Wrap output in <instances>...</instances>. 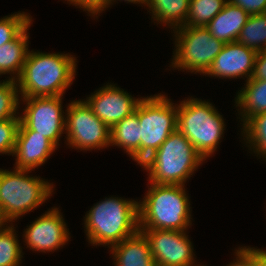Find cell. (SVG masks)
Here are the masks:
<instances>
[{
	"label": "cell",
	"instance_id": "f546056e",
	"mask_svg": "<svg viewBox=\"0 0 266 266\" xmlns=\"http://www.w3.org/2000/svg\"><path fill=\"white\" fill-rule=\"evenodd\" d=\"M249 15L266 13V0H228Z\"/></svg>",
	"mask_w": 266,
	"mask_h": 266
},
{
	"label": "cell",
	"instance_id": "83f0119b",
	"mask_svg": "<svg viewBox=\"0 0 266 266\" xmlns=\"http://www.w3.org/2000/svg\"><path fill=\"white\" fill-rule=\"evenodd\" d=\"M20 118L0 121V153L13 156Z\"/></svg>",
	"mask_w": 266,
	"mask_h": 266
},
{
	"label": "cell",
	"instance_id": "4dcf8cb0",
	"mask_svg": "<svg viewBox=\"0 0 266 266\" xmlns=\"http://www.w3.org/2000/svg\"><path fill=\"white\" fill-rule=\"evenodd\" d=\"M238 249L235 252L236 261L227 266H257L254 254L247 247L244 246Z\"/></svg>",
	"mask_w": 266,
	"mask_h": 266
},
{
	"label": "cell",
	"instance_id": "30bf717a",
	"mask_svg": "<svg viewBox=\"0 0 266 266\" xmlns=\"http://www.w3.org/2000/svg\"><path fill=\"white\" fill-rule=\"evenodd\" d=\"M62 96L23 98L24 114L18 130H33L49 139L56 147L65 131L66 118L62 110Z\"/></svg>",
	"mask_w": 266,
	"mask_h": 266
},
{
	"label": "cell",
	"instance_id": "4316f807",
	"mask_svg": "<svg viewBox=\"0 0 266 266\" xmlns=\"http://www.w3.org/2000/svg\"><path fill=\"white\" fill-rule=\"evenodd\" d=\"M32 18L26 13H17L0 19V46L14 40L29 24Z\"/></svg>",
	"mask_w": 266,
	"mask_h": 266
},
{
	"label": "cell",
	"instance_id": "ac0fdd59",
	"mask_svg": "<svg viewBox=\"0 0 266 266\" xmlns=\"http://www.w3.org/2000/svg\"><path fill=\"white\" fill-rule=\"evenodd\" d=\"M135 111L126 116L111 128L110 145L123 147L124 150L140 165V127Z\"/></svg>",
	"mask_w": 266,
	"mask_h": 266
},
{
	"label": "cell",
	"instance_id": "44dd1931",
	"mask_svg": "<svg viewBox=\"0 0 266 266\" xmlns=\"http://www.w3.org/2000/svg\"><path fill=\"white\" fill-rule=\"evenodd\" d=\"M189 5L190 0H149L146 6L152 11L153 19L176 29L185 26Z\"/></svg>",
	"mask_w": 266,
	"mask_h": 266
},
{
	"label": "cell",
	"instance_id": "ba28073f",
	"mask_svg": "<svg viewBox=\"0 0 266 266\" xmlns=\"http://www.w3.org/2000/svg\"><path fill=\"white\" fill-rule=\"evenodd\" d=\"M175 30L177 43L172 67L205 74L225 43L212 36L206 27H178Z\"/></svg>",
	"mask_w": 266,
	"mask_h": 266
},
{
	"label": "cell",
	"instance_id": "836d02e7",
	"mask_svg": "<svg viewBox=\"0 0 266 266\" xmlns=\"http://www.w3.org/2000/svg\"><path fill=\"white\" fill-rule=\"evenodd\" d=\"M6 222L8 223L9 220L4 215V212L2 210V207L0 205V230L4 229ZM5 223V224H4ZM4 226V227H3ZM3 227V228H2Z\"/></svg>",
	"mask_w": 266,
	"mask_h": 266
},
{
	"label": "cell",
	"instance_id": "4fadbf2b",
	"mask_svg": "<svg viewBox=\"0 0 266 266\" xmlns=\"http://www.w3.org/2000/svg\"><path fill=\"white\" fill-rule=\"evenodd\" d=\"M86 100L93 113L102 120L110 129L126 116L132 114L140 98H133L129 93L115 85H105L95 91Z\"/></svg>",
	"mask_w": 266,
	"mask_h": 266
},
{
	"label": "cell",
	"instance_id": "5b68a950",
	"mask_svg": "<svg viewBox=\"0 0 266 266\" xmlns=\"http://www.w3.org/2000/svg\"><path fill=\"white\" fill-rule=\"evenodd\" d=\"M177 129L206 160L217 149L225 123L222 115L211 103L188 98L177 106Z\"/></svg>",
	"mask_w": 266,
	"mask_h": 266
},
{
	"label": "cell",
	"instance_id": "9c48e42d",
	"mask_svg": "<svg viewBox=\"0 0 266 266\" xmlns=\"http://www.w3.org/2000/svg\"><path fill=\"white\" fill-rule=\"evenodd\" d=\"M66 111L65 133L71 148L100 150L110 146L111 129L93 113L86 101H73Z\"/></svg>",
	"mask_w": 266,
	"mask_h": 266
},
{
	"label": "cell",
	"instance_id": "cb8c5ba5",
	"mask_svg": "<svg viewBox=\"0 0 266 266\" xmlns=\"http://www.w3.org/2000/svg\"><path fill=\"white\" fill-rule=\"evenodd\" d=\"M243 133L249 146L266 160V113L250 117L243 125Z\"/></svg>",
	"mask_w": 266,
	"mask_h": 266
},
{
	"label": "cell",
	"instance_id": "5bb4252c",
	"mask_svg": "<svg viewBox=\"0 0 266 266\" xmlns=\"http://www.w3.org/2000/svg\"><path fill=\"white\" fill-rule=\"evenodd\" d=\"M257 52L238 41L225 43L204 75L221 78H239L252 76Z\"/></svg>",
	"mask_w": 266,
	"mask_h": 266
},
{
	"label": "cell",
	"instance_id": "9a60e30c",
	"mask_svg": "<svg viewBox=\"0 0 266 266\" xmlns=\"http://www.w3.org/2000/svg\"><path fill=\"white\" fill-rule=\"evenodd\" d=\"M57 147L47 138L33 130H18L15 169L31 170L41 166Z\"/></svg>",
	"mask_w": 266,
	"mask_h": 266
},
{
	"label": "cell",
	"instance_id": "d4e9b609",
	"mask_svg": "<svg viewBox=\"0 0 266 266\" xmlns=\"http://www.w3.org/2000/svg\"><path fill=\"white\" fill-rule=\"evenodd\" d=\"M14 227L7 226L0 230V266H20L22 248Z\"/></svg>",
	"mask_w": 266,
	"mask_h": 266
},
{
	"label": "cell",
	"instance_id": "7a4b0ae2",
	"mask_svg": "<svg viewBox=\"0 0 266 266\" xmlns=\"http://www.w3.org/2000/svg\"><path fill=\"white\" fill-rule=\"evenodd\" d=\"M85 216V231L93 246L112 247L139 231L138 202L135 200L105 198Z\"/></svg>",
	"mask_w": 266,
	"mask_h": 266
},
{
	"label": "cell",
	"instance_id": "8992f818",
	"mask_svg": "<svg viewBox=\"0 0 266 266\" xmlns=\"http://www.w3.org/2000/svg\"><path fill=\"white\" fill-rule=\"evenodd\" d=\"M28 172L31 170L0 169V205L10 222L37 208L53 192V185L40 177L26 175Z\"/></svg>",
	"mask_w": 266,
	"mask_h": 266
},
{
	"label": "cell",
	"instance_id": "6da1fadb",
	"mask_svg": "<svg viewBox=\"0 0 266 266\" xmlns=\"http://www.w3.org/2000/svg\"><path fill=\"white\" fill-rule=\"evenodd\" d=\"M76 58L69 54L28 51L16 79L22 98L63 96L76 73Z\"/></svg>",
	"mask_w": 266,
	"mask_h": 266
},
{
	"label": "cell",
	"instance_id": "d6a6232c",
	"mask_svg": "<svg viewBox=\"0 0 266 266\" xmlns=\"http://www.w3.org/2000/svg\"><path fill=\"white\" fill-rule=\"evenodd\" d=\"M248 249L254 254L257 266H266V251L251 247H248Z\"/></svg>",
	"mask_w": 266,
	"mask_h": 266
},
{
	"label": "cell",
	"instance_id": "7402d4cb",
	"mask_svg": "<svg viewBox=\"0 0 266 266\" xmlns=\"http://www.w3.org/2000/svg\"><path fill=\"white\" fill-rule=\"evenodd\" d=\"M237 41L256 52L266 50V13L250 15Z\"/></svg>",
	"mask_w": 266,
	"mask_h": 266
},
{
	"label": "cell",
	"instance_id": "e0dca14e",
	"mask_svg": "<svg viewBox=\"0 0 266 266\" xmlns=\"http://www.w3.org/2000/svg\"><path fill=\"white\" fill-rule=\"evenodd\" d=\"M116 261L115 266H157L145 235L138 231L110 247Z\"/></svg>",
	"mask_w": 266,
	"mask_h": 266
},
{
	"label": "cell",
	"instance_id": "277c9868",
	"mask_svg": "<svg viewBox=\"0 0 266 266\" xmlns=\"http://www.w3.org/2000/svg\"><path fill=\"white\" fill-rule=\"evenodd\" d=\"M203 161L192 143L176 129L140 166L149 172L151 183L185 185Z\"/></svg>",
	"mask_w": 266,
	"mask_h": 266
},
{
	"label": "cell",
	"instance_id": "7c38bea8",
	"mask_svg": "<svg viewBox=\"0 0 266 266\" xmlns=\"http://www.w3.org/2000/svg\"><path fill=\"white\" fill-rule=\"evenodd\" d=\"M24 237L31 250L52 252L65 245L69 240V232L64 218L55 207L29 225L24 231Z\"/></svg>",
	"mask_w": 266,
	"mask_h": 266
},
{
	"label": "cell",
	"instance_id": "d6986e66",
	"mask_svg": "<svg viewBox=\"0 0 266 266\" xmlns=\"http://www.w3.org/2000/svg\"><path fill=\"white\" fill-rule=\"evenodd\" d=\"M30 24L12 41L0 46V75L15 74L17 77L10 79L16 80L24 66L28 54V34Z\"/></svg>",
	"mask_w": 266,
	"mask_h": 266
},
{
	"label": "cell",
	"instance_id": "2e32d148",
	"mask_svg": "<svg viewBox=\"0 0 266 266\" xmlns=\"http://www.w3.org/2000/svg\"><path fill=\"white\" fill-rule=\"evenodd\" d=\"M249 14L227 1L223 9L209 22L206 29L224 43L235 42L246 24Z\"/></svg>",
	"mask_w": 266,
	"mask_h": 266
},
{
	"label": "cell",
	"instance_id": "8fae6325",
	"mask_svg": "<svg viewBox=\"0 0 266 266\" xmlns=\"http://www.w3.org/2000/svg\"><path fill=\"white\" fill-rule=\"evenodd\" d=\"M147 238L157 266H194L193 247L185 231L139 230Z\"/></svg>",
	"mask_w": 266,
	"mask_h": 266
},
{
	"label": "cell",
	"instance_id": "ffe728a7",
	"mask_svg": "<svg viewBox=\"0 0 266 266\" xmlns=\"http://www.w3.org/2000/svg\"><path fill=\"white\" fill-rule=\"evenodd\" d=\"M246 81V86L235 97L236 107L242 111L243 124L254 115L266 113V80Z\"/></svg>",
	"mask_w": 266,
	"mask_h": 266
},
{
	"label": "cell",
	"instance_id": "603a6c76",
	"mask_svg": "<svg viewBox=\"0 0 266 266\" xmlns=\"http://www.w3.org/2000/svg\"><path fill=\"white\" fill-rule=\"evenodd\" d=\"M228 0H190L185 26L206 27Z\"/></svg>",
	"mask_w": 266,
	"mask_h": 266
},
{
	"label": "cell",
	"instance_id": "3957f363",
	"mask_svg": "<svg viewBox=\"0 0 266 266\" xmlns=\"http://www.w3.org/2000/svg\"><path fill=\"white\" fill-rule=\"evenodd\" d=\"M139 230L187 231L191 225L190 202L184 185L156 184L138 202Z\"/></svg>",
	"mask_w": 266,
	"mask_h": 266
},
{
	"label": "cell",
	"instance_id": "f1b7e54d",
	"mask_svg": "<svg viewBox=\"0 0 266 266\" xmlns=\"http://www.w3.org/2000/svg\"><path fill=\"white\" fill-rule=\"evenodd\" d=\"M67 1H69L71 4L75 6L83 8L84 11L87 10L93 16L96 15V17L97 14L99 15V13L104 11V8L105 9L108 8L109 5L111 4V0H67Z\"/></svg>",
	"mask_w": 266,
	"mask_h": 266
},
{
	"label": "cell",
	"instance_id": "1f68e13d",
	"mask_svg": "<svg viewBox=\"0 0 266 266\" xmlns=\"http://www.w3.org/2000/svg\"><path fill=\"white\" fill-rule=\"evenodd\" d=\"M249 80H266V50L257 52L253 73Z\"/></svg>",
	"mask_w": 266,
	"mask_h": 266
},
{
	"label": "cell",
	"instance_id": "52a82bcc",
	"mask_svg": "<svg viewBox=\"0 0 266 266\" xmlns=\"http://www.w3.org/2000/svg\"><path fill=\"white\" fill-rule=\"evenodd\" d=\"M165 95L144 97L137 106L140 164L177 129V106Z\"/></svg>",
	"mask_w": 266,
	"mask_h": 266
},
{
	"label": "cell",
	"instance_id": "e575fe53",
	"mask_svg": "<svg viewBox=\"0 0 266 266\" xmlns=\"http://www.w3.org/2000/svg\"><path fill=\"white\" fill-rule=\"evenodd\" d=\"M112 1H114V0H111V3H112ZM124 1H128V2H131V3H138V4H148V1L149 0H124Z\"/></svg>",
	"mask_w": 266,
	"mask_h": 266
},
{
	"label": "cell",
	"instance_id": "484cf974",
	"mask_svg": "<svg viewBox=\"0 0 266 266\" xmlns=\"http://www.w3.org/2000/svg\"><path fill=\"white\" fill-rule=\"evenodd\" d=\"M16 80L8 79L0 81V121L11 118H20L17 116L19 107V93Z\"/></svg>",
	"mask_w": 266,
	"mask_h": 266
}]
</instances>
